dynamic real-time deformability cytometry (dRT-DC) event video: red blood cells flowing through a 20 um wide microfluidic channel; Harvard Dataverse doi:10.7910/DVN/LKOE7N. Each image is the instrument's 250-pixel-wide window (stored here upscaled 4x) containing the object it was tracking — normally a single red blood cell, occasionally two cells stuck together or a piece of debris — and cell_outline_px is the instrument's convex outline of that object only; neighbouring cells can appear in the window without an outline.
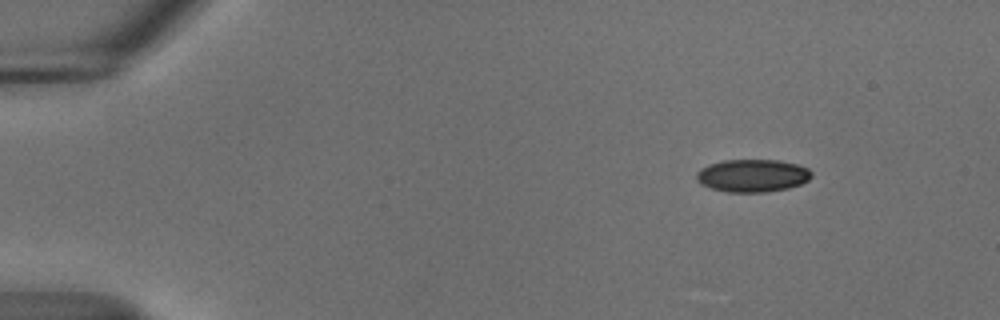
{"species": "common noctule bat (a hibernating species)", "species_latin": "Nyctalus noctula", "temperature_condition": "cold", "stored_images_in_passage": 49, "camera_frame_rate_fps": 3000, "um_per_image_px": 0.085, "animal": {"sex": "male", "body_mass_g": 18.8}, "frame": {"image": 1, "passage_image": 1, "time_ms": 0.0, "image_size_px": [1000, 320], "cell_outline_px": [[812, 176], [808, 180], [800, 184], [788, 188], [764, 192], [728, 192], [712, 188], [700, 184], [696, 180], [696, 172], [700, 168], [708, 164], [724, 160], [780, 160], [796, 164], [808, 168], [812, 172]], "centroid_in_image_um": [63.94, 14.92], "position_along_channel_um": 21.1, "area_um2": 22.02}}
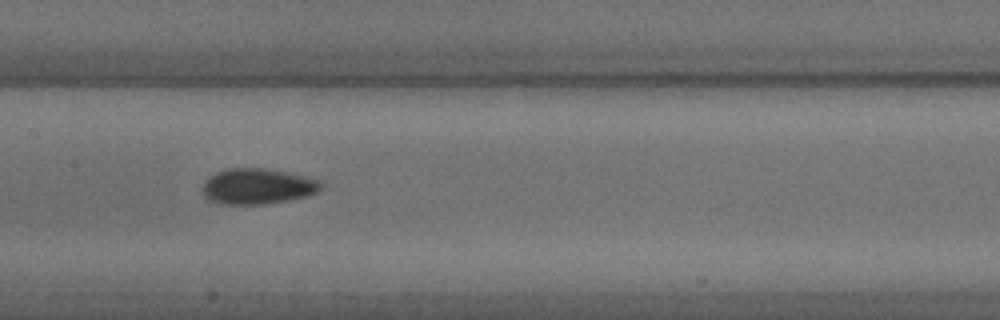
{"frame": {"image": 2, "passage_image": 22, "time_ms": 7.0, "image_size_px": [1000, 320], "cell_outline_px": [[320, 188], [316, 192], [308, 196], [288, 200], [264, 204], [220, 204], [208, 200], [204, 196], [200, 188], [204, 180], [208, 176], [224, 168], [264, 168], [304, 176], [320, 180]], "centroid_in_image_um": [21.8, 15.84], "position_along_channel_um": 185.6, "area_um2": 24.8}}
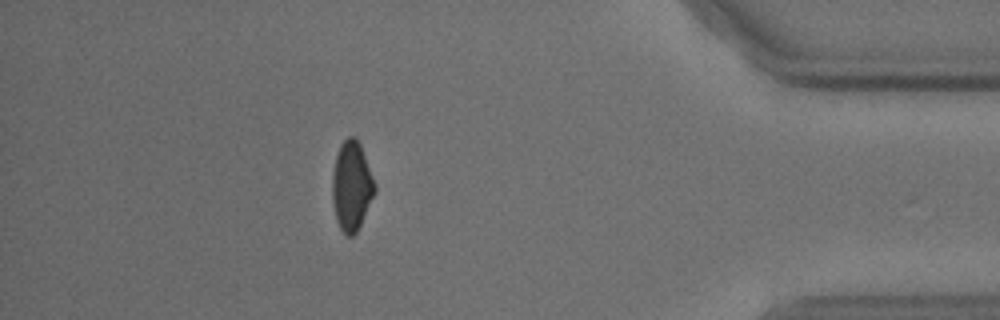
{"frame": {"image": 3, "passage_image": 43, "time_ms": 14.0, "image_size_px": [1000, 320], "cell_outline_px": [[376, 192], [356, 232], [352, 236], [344, 236], [336, 220], [332, 200], [332, 176], [336, 156], [340, 144], [348, 136], [356, 136], [360, 144], [376, 184]], "centroid_in_image_um": [29.88, 15.81], "position_along_channel_um": 405.3, "area_um2": 22.2}, "authors_computed_cell_mechanics": {"area_um2": 23.0622, "velocity_mm_per_s": 3.7043, "shape_relaxation_time_tau1_ms": 4.1127, "shape_relaxation_time_tau2_ms": null, "deformation_change_tau1": 0.0999, "deformation_change_tau2": null}}